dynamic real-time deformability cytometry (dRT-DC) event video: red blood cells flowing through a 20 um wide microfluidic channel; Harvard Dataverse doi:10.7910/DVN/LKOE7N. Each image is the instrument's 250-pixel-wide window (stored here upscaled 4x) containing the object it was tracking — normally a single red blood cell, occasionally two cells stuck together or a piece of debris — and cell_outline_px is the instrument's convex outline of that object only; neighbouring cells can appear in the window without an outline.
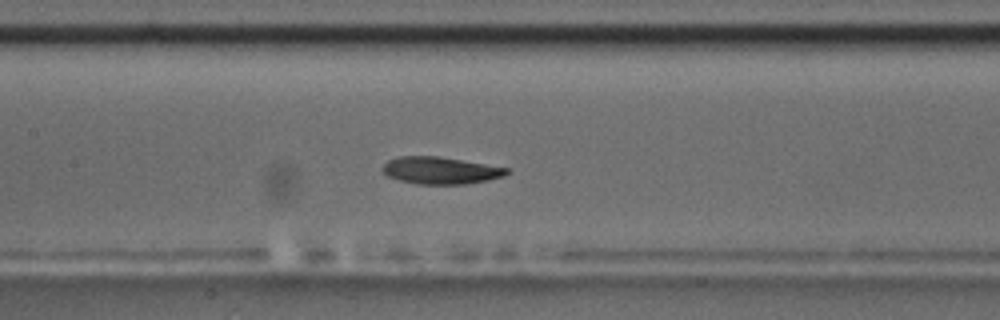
{"species": "common noctule bat (a hibernating species)", "species_latin": "Nyctalus noctula", "temperature_condition": "room temperature", "stored_images_in_passage": 53, "camera_frame_rate_fps": 3000, "um_per_image_px": 0.085, "animal": {"sex": "male", "body_mass_g": 17.5, "forearm_length_mm": 52.3}, "frame": {"image": 1, "passage_image": 23, "time_ms": 7.333, "image_size_px": [1000, 320], "cell_outline_px": [[512, 172], [504, 176], [488, 180], [464, 184], [416, 184], [400, 180], [388, 176], [380, 168], [388, 160], [400, 156], [436, 156], [508, 168]], "centroid_in_image_um": [37.43, 14.49], "position_along_channel_um": 170.0, "area_um2": 19.48}}
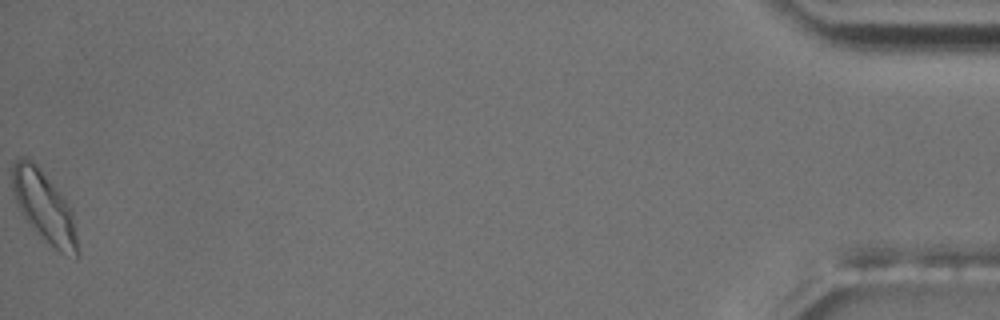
{"frame": {"image": 2, "passage_image": 53, "time_ms": 17.333, "image_size_px": [1000, 320], "cell_outline_px": [[80, 256], [76, 260], [60, 252], [32, 228], [28, 224], [16, 200], [12, 188], [12, 164], [20, 156], [24, 156], [32, 160], [36, 164], [72, 208], [80, 252]], "centroid_in_image_um": [3.8, 17.61], "position_along_channel_um": 431.4, "area_um2": 26.88}, "authors_computed_cell_mechanics": {"area_um2": 19.8254, "velocity_mm_per_s": 3.5891, "shape_relaxation_time_tau1_ms": 3.9656, "shape_relaxation_time_tau2_ms": null, "deformation_change_tau1": 0.1546, "deformation_change_tau2": null}}